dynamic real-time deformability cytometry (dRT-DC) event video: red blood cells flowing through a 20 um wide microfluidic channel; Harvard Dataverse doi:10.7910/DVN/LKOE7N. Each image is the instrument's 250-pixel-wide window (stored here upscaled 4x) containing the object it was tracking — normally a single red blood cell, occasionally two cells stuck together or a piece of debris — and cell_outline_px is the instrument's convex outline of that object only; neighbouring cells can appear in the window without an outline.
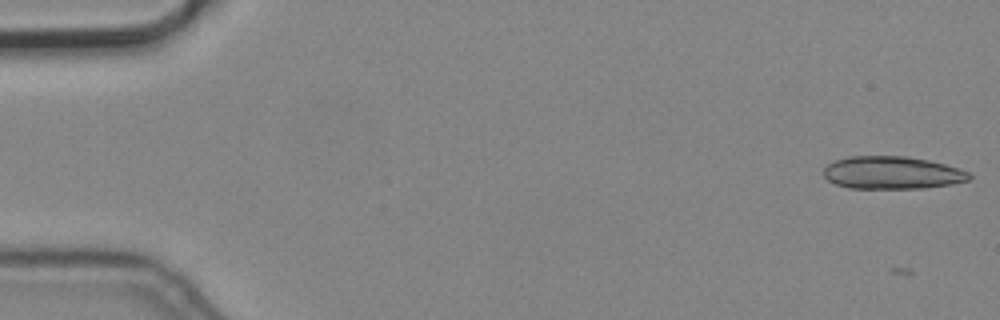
{"species": "common noctule bat (a hibernating species)", "species_latin": "Nyctalus noctula", "temperature_condition": "cold", "stored_images_in_passage": 5, "camera_frame_rate_fps": 3000, "um_per_image_px": 0.085, "animal": {"sex": "male", "body_mass_g": 19.2, "forearm_length_mm": 51.8}, "frame": {"image": 1, "passage_image": 1, "time_ms": 0.0, "image_size_px": [1000, 320], "cell_outline_px": [[972, 176], [968, 180], [952, 184], [924, 188], [848, 188], [836, 184], [828, 180], [824, 176], [824, 168], [828, 164], [836, 160], [852, 156], [908, 156], [928, 160], [944, 164], [968, 172]], "centroid_in_image_um": [75.82, 14.68], "position_along_channel_um": 9.2, "area_um2": 27.57}}